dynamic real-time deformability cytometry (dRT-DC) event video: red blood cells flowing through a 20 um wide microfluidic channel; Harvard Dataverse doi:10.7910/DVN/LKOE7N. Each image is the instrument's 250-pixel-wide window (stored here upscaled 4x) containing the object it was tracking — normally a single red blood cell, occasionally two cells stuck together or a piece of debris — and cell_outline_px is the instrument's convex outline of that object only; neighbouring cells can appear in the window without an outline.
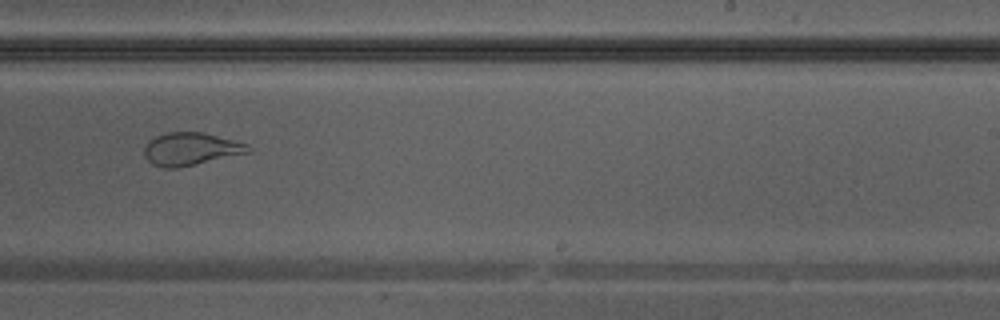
{"species": "Egyptian fruit bat (a non-hibernating species)", "species_latin": "Rousettus aegyptiacus", "temperature_condition": "warm", "stored_images_in_passage": 35, "camera_frame_rate_fps": 3000, "um_per_image_px": 0.085, "animal": {"sex": "male"}, "frame": {"image": 1, "passage_image": 20, "time_ms": 6.333, "image_size_px": [1000, 320], "cell_outline_px": [[252, 152], [176, 168], [164, 168], [152, 164], [144, 156], [144, 148], [148, 140], [156, 136], [168, 132], [204, 132], [248, 144], [252, 148]], "centroid_in_image_um": [16.22, 12.66], "position_along_channel_um": 272.8, "area_um2": 19.88}}